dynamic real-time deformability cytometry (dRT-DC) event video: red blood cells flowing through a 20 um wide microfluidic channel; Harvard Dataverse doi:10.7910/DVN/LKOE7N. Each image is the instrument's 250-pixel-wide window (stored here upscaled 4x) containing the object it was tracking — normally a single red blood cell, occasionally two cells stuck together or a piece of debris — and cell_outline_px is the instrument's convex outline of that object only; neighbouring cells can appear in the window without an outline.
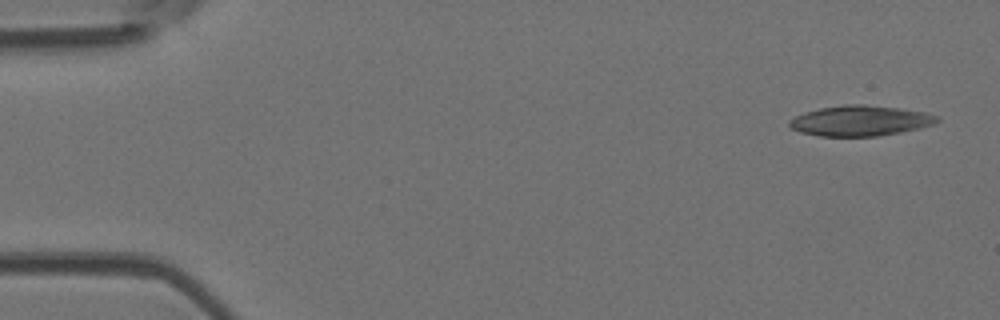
{"species": "Egyptian fruit bat (a non-hibernating species)", "species_latin": "Rousettus aegyptiacus", "temperature_condition": "room temperature", "stored_images_in_passage": 5, "camera_frame_rate_fps": 3000, "um_per_image_px": 0.085, "animal": {"sex": "female"}, "frame": {"image": 1, "passage_image": 1, "time_ms": 0.0, "image_size_px": [1000, 320], "cell_outline_px": [[940, 120], [932, 124], [920, 128], [900, 132], [876, 136], [820, 136], [800, 132], [792, 128], [788, 124], [788, 120], [804, 112], [820, 108], [844, 104], [864, 104], [900, 108], [924, 112], [940, 116]], "centroid_in_image_um": [73.12, 10.25], "position_along_channel_um": 11.9, "area_um2": 26.18}}